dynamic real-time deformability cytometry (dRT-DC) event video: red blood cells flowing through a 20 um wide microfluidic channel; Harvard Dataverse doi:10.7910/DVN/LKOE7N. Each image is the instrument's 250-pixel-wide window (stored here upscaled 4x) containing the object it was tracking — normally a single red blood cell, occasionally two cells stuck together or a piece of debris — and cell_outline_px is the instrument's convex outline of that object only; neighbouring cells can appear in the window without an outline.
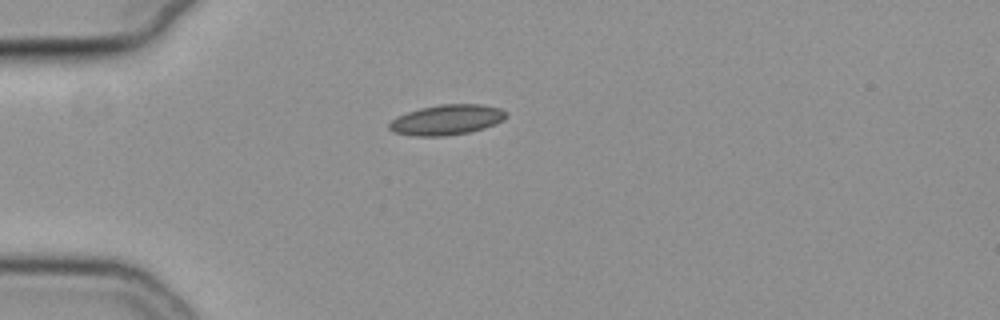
{"species": "common noctule bat (a hibernating species)", "species_latin": "Nyctalus noctula", "temperature_condition": "cold", "stored_images_in_passage": 36, "camera_frame_rate_fps": 3000, "um_per_image_px": 0.085, "animal": {"sex": "female", "body_mass_g": 19.3, "forearm_length_mm": 54.1}, "frame": {"image": 1, "passage_image": 1, "time_ms": 0.0, "image_size_px": [1000, 320], "cell_outline_px": [[508, 116], [504, 120], [496, 124], [484, 128], [468, 132], [444, 136], [412, 136], [392, 132], [388, 128], [388, 124], [396, 116], [420, 108], [440, 104], [480, 104], [500, 108], [508, 112]], "centroid_in_image_um": [37.98, 10.18], "position_along_channel_um": 47.0, "area_um2": 20.81}}
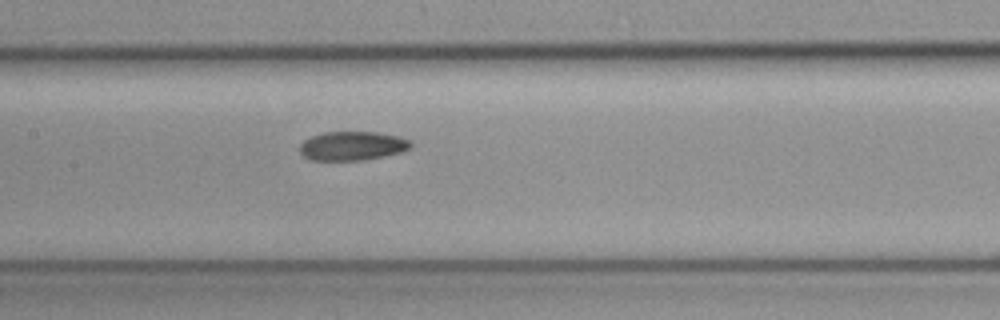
{"frame": {"image": 2, "passage_image": 13, "time_ms": 4.0, "image_size_px": [1000, 320], "cell_outline_px": [[412, 148], [404, 152], [364, 160], [308, 160], [300, 152], [300, 144], [304, 140], [312, 136], [324, 132], [376, 132], [400, 136], [412, 140]], "centroid_in_image_um": [30.0, 12.4], "position_along_channel_um": 177.4, "area_um2": 19.02}}
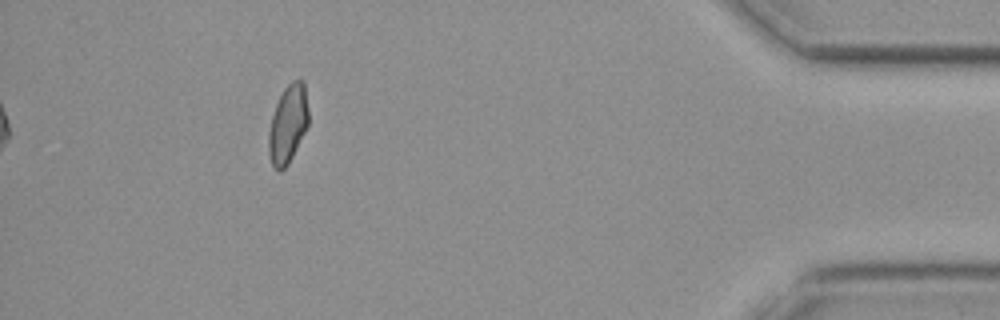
{"frame": {"image": 3, "passage_image": 36, "time_ms": 11.667, "image_size_px": [1000, 320], "cell_outline_px": [[308, 124], [288, 164], [280, 172], [276, 172], [272, 164], [268, 152], [268, 132], [272, 116], [276, 104], [284, 88], [292, 80], [304, 80], [308, 108]], "centroid_in_image_um": [24.46, 10.55], "position_along_channel_um": 410.7, "area_um2": 18.09}, "authors_computed_cell_mechanics": {"area_um2": 19.0162, "velocity_mm_per_s": 3.7814, "shape_relaxation_time_tau1_ms": null, "shape_relaxation_time_tau2_ms": 7.2509, "deformation_change_tau1": null, "deformation_change_tau2": 0.1193}}